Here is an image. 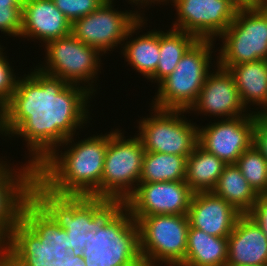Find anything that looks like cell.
<instances>
[{
	"label": "cell",
	"mask_w": 267,
	"mask_h": 266,
	"mask_svg": "<svg viewBox=\"0 0 267 266\" xmlns=\"http://www.w3.org/2000/svg\"><path fill=\"white\" fill-rule=\"evenodd\" d=\"M261 228L267 236V196L258 195L257 201L247 213Z\"/></svg>",
	"instance_id": "d6a6232c"
},
{
	"label": "cell",
	"mask_w": 267,
	"mask_h": 266,
	"mask_svg": "<svg viewBox=\"0 0 267 266\" xmlns=\"http://www.w3.org/2000/svg\"><path fill=\"white\" fill-rule=\"evenodd\" d=\"M225 165L198 144L187 157L185 182L194 193L212 191Z\"/></svg>",
	"instance_id": "cb8c5ba5"
},
{
	"label": "cell",
	"mask_w": 267,
	"mask_h": 266,
	"mask_svg": "<svg viewBox=\"0 0 267 266\" xmlns=\"http://www.w3.org/2000/svg\"><path fill=\"white\" fill-rule=\"evenodd\" d=\"M220 38L223 43L214 65L228 69L232 65L267 60V10L241 5Z\"/></svg>",
	"instance_id": "ba28073f"
},
{
	"label": "cell",
	"mask_w": 267,
	"mask_h": 266,
	"mask_svg": "<svg viewBox=\"0 0 267 266\" xmlns=\"http://www.w3.org/2000/svg\"><path fill=\"white\" fill-rule=\"evenodd\" d=\"M255 7L267 10V0H257L254 4Z\"/></svg>",
	"instance_id": "d590c367"
},
{
	"label": "cell",
	"mask_w": 267,
	"mask_h": 266,
	"mask_svg": "<svg viewBox=\"0 0 267 266\" xmlns=\"http://www.w3.org/2000/svg\"><path fill=\"white\" fill-rule=\"evenodd\" d=\"M31 197L68 234L69 251L82 254L87 232H98L123 206L122 201L75 195H58L36 178L31 183Z\"/></svg>",
	"instance_id": "277c9868"
},
{
	"label": "cell",
	"mask_w": 267,
	"mask_h": 266,
	"mask_svg": "<svg viewBox=\"0 0 267 266\" xmlns=\"http://www.w3.org/2000/svg\"><path fill=\"white\" fill-rule=\"evenodd\" d=\"M216 66L217 69H212L213 72L208 74L197 100L187 111L188 114L195 111L204 116H219L221 120L249 115L242 104L232 74L228 69Z\"/></svg>",
	"instance_id": "2e32d148"
},
{
	"label": "cell",
	"mask_w": 267,
	"mask_h": 266,
	"mask_svg": "<svg viewBox=\"0 0 267 266\" xmlns=\"http://www.w3.org/2000/svg\"><path fill=\"white\" fill-rule=\"evenodd\" d=\"M129 4L131 3L132 5L135 4L138 8L140 6V9H144L146 6H151L152 2L150 0H128ZM144 5V6H143ZM142 6V7H141ZM144 7V8H143Z\"/></svg>",
	"instance_id": "e575fe53"
},
{
	"label": "cell",
	"mask_w": 267,
	"mask_h": 266,
	"mask_svg": "<svg viewBox=\"0 0 267 266\" xmlns=\"http://www.w3.org/2000/svg\"><path fill=\"white\" fill-rule=\"evenodd\" d=\"M171 29L160 31L159 62L155 73L149 78L157 85L174 71L186 51L198 40L191 33Z\"/></svg>",
	"instance_id": "484cf974"
},
{
	"label": "cell",
	"mask_w": 267,
	"mask_h": 266,
	"mask_svg": "<svg viewBox=\"0 0 267 266\" xmlns=\"http://www.w3.org/2000/svg\"><path fill=\"white\" fill-rule=\"evenodd\" d=\"M0 3H23V0H0Z\"/></svg>",
	"instance_id": "74e56055"
},
{
	"label": "cell",
	"mask_w": 267,
	"mask_h": 266,
	"mask_svg": "<svg viewBox=\"0 0 267 266\" xmlns=\"http://www.w3.org/2000/svg\"><path fill=\"white\" fill-rule=\"evenodd\" d=\"M187 157L146 152L139 182L185 181Z\"/></svg>",
	"instance_id": "4316f807"
},
{
	"label": "cell",
	"mask_w": 267,
	"mask_h": 266,
	"mask_svg": "<svg viewBox=\"0 0 267 266\" xmlns=\"http://www.w3.org/2000/svg\"><path fill=\"white\" fill-rule=\"evenodd\" d=\"M193 194L185 181L139 182L124 206L132 218L158 214L187 215Z\"/></svg>",
	"instance_id": "5bb4252c"
},
{
	"label": "cell",
	"mask_w": 267,
	"mask_h": 266,
	"mask_svg": "<svg viewBox=\"0 0 267 266\" xmlns=\"http://www.w3.org/2000/svg\"><path fill=\"white\" fill-rule=\"evenodd\" d=\"M198 128V144L226 164H235L254 142V113ZM202 127V128H201Z\"/></svg>",
	"instance_id": "9a60e30c"
},
{
	"label": "cell",
	"mask_w": 267,
	"mask_h": 266,
	"mask_svg": "<svg viewBox=\"0 0 267 266\" xmlns=\"http://www.w3.org/2000/svg\"><path fill=\"white\" fill-rule=\"evenodd\" d=\"M144 16L128 31L125 37V45L121 44V54L124 55L125 61L146 79L155 73L160 56V30H151L147 33L131 38L146 23ZM133 34V35H132ZM123 45V47H122Z\"/></svg>",
	"instance_id": "44dd1931"
},
{
	"label": "cell",
	"mask_w": 267,
	"mask_h": 266,
	"mask_svg": "<svg viewBox=\"0 0 267 266\" xmlns=\"http://www.w3.org/2000/svg\"><path fill=\"white\" fill-rule=\"evenodd\" d=\"M82 253L85 266H144L139 228L123 206L98 232H87Z\"/></svg>",
	"instance_id": "8992f818"
},
{
	"label": "cell",
	"mask_w": 267,
	"mask_h": 266,
	"mask_svg": "<svg viewBox=\"0 0 267 266\" xmlns=\"http://www.w3.org/2000/svg\"><path fill=\"white\" fill-rule=\"evenodd\" d=\"M3 51V47L0 45V110L11 99L19 78L15 75L16 73Z\"/></svg>",
	"instance_id": "4dcf8cb0"
},
{
	"label": "cell",
	"mask_w": 267,
	"mask_h": 266,
	"mask_svg": "<svg viewBox=\"0 0 267 266\" xmlns=\"http://www.w3.org/2000/svg\"><path fill=\"white\" fill-rule=\"evenodd\" d=\"M133 219L139 228L144 266H180L184 262L190 227L187 215L158 214Z\"/></svg>",
	"instance_id": "52a82bcc"
},
{
	"label": "cell",
	"mask_w": 267,
	"mask_h": 266,
	"mask_svg": "<svg viewBox=\"0 0 267 266\" xmlns=\"http://www.w3.org/2000/svg\"><path fill=\"white\" fill-rule=\"evenodd\" d=\"M235 164L255 193L263 194L267 187V160L257 147L253 144L245 150Z\"/></svg>",
	"instance_id": "83f0119b"
},
{
	"label": "cell",
	"mask_w": 267,
	"mask_h": 266,
	"mask_svg": "<svg viewBox=\"0 0 267 266\" xmlns=\"http://www.w3.org/2000/svg\"><path fill=\"white\" fill-rule=\"evenodd\" d=\"M241 215L212 191L194 193L187 213L191 227L215 237H228Z\"/></svg>",
	"instance_id": "ac0fdd59"
},
{
	"label": "cell",
	"mask_w": 267,
	"mask_h": 266,
	"mask_svg": "<svg viewBox=\"0 0 267 266\" xmlns=\"http://www.w3.org/2000/svg\"><path fill=\"white\" fill-rule=\"evenodd\" d=\"M241 5H254L257 0H236Z\"/></svg>",
	"instance_id": "8d00e7d4"
},
{
	"label": "cell",
	"mask_w": 267,
	"mask_h": 266,
	"mask_svg": "<svg viewBox=\"0 0 267 266\" xmlns=\"http://www.w3.org/2000/svg\"><path fill=\"white\" fill-rule=\"evenodd\" d=\"M23 3H0V31L8 36L20 37Z\"/></svg>",
	"instance_id": "f1b7e54d"
},
{
	"label": "cell",
	"mask_w": 267,
	"mask_h": 266,
	"mask_svg": "<svg viewBox=\"0 0 267 266\" xmlns=\"http://www.w3.org/2000/svg\"><path fill=\"white\" fill-rule=\"evenodd\" d=\"M212 192L242 214H247L252 209L258 197L236 164L225 165Z\"/></svg>",
	"instance_id": "d4e9b609"
},
{
	"label": "cell",
	"mask_w": 267,
	"mask_h": 266,
	"mask_svg": "<svg viewBox=\"0 0 267 266\" xmlns=\"http://www.w3.org/2000/svg\"><path fill=\"white\" fill-rule=\"evenodd\" d=\"M227 256V237L211 236L190 226L186 256L180 266H226Z\"/></svg>",
	"instance_id": "603a6c76"
},
{
	"label": "cell",
	"mask_w": 267,
	"mask_h": 266,
	"mask_svg": "<svg viewBox=\"0 0 267 266\" xmlns=\"http://www.w3.org/2000/svg\"><path fill=\"white\" fill-rule=\"evenodd\" d=\"M256 110L255 111L253 110V113H264V114H267V105L262 110L258 111L257 108H256Z\"/></svg>",
	"instance_id": "f35d334b"
},
{
	"label": "cell",
	"mask_w": 267,
	"mask_h": 266,
	"mask_svg": "<svg viewBox=\"0 0 267 266\" xmlns=\"http://www.w3.org/2000/svg\"><path fill=\"white\" fill-rule=\"evenodd\" d=\"M121 131L117 128L109 132L101 198L125 202L138 186L145 149L138 135L126 139Z\"/></svg>",
	"instance_id": "9c48e42d"
},
{
	"label": "cell",
	"mask_w": 267,
	"mask_h": 266,
	"mask_svg": "<svg viewBox=\"0 0 267 266\" xmlns=\"http://www.w3.org/2000/svg\"><path fill=\"white\" fill-rule=\"evenodd\" d=\"M152 3H153V5L156 3V4H160L161 5V2H163V0H150Z\"/></svg>",
	"instance_id": "ab89813d"
},
{
	"label": "cell",
	"mask_w": 267,
	"mask_h": 266,
	"mask_svg": "<svg viewBox=\"0 0 267 266\" xmlns=\"http://www.w3.org/2000/svg\"><path fill=\"white\" fill-rule=\"evenodd\" d=\"M66 266H85V263L83 262L82 254L69 252L67 254Z\"/></svg>",
	"instance_id": "836d02e7"
},
{
	"label": "cell",
	"mask_w": 267,
	"mask_h": 266,
	"mask_svg": "<svg viewBox=\"0 0 267 266\" xmlns=\"http://www.w3.org/2000/svg\"><path fill=\"white\" fill-rule=\"evenodd\" d=\"M35 67L18 78L11 99L0 110V135L23 138L31 158L26 163L34 168L87 125L88 100L95 96L84 86Z\"/></svg>",
	"instance_id": "6da1fadb"
},
{
	"label": "cell",
	"mask_w": 267,
	"mask_h": 266,
	"mask_svg": "<svg viewBox=\"0 0 267 266\" xmlns=\"http://www.w3.org/2000/svg\"><path fill=\"white\" fill-rule=\"evenodd\" d=\"M114 0H106L92 13L72 23L71 34L102 54L125 43L128 31L143 17L140 11H118Z\"/></svg>",
	"instance_id": "7c38bea8"
},
{
	"label": "cell",
	"mask_w": 267,
	"mask_h": 266,
	"mask_svg": "<svg viewBox=\"0 0 267 266\" xmlns=\"http://www.w3.org/2000/svg\"><path fill=\"white\" fill-rule=\"evenodd\" d=\"M254 142L253 144L267 160V114L254 113Z\"/></svg>",
	"instance_id": "1f68e13d"
},
{
	"label": "cell",
	"mask_w": 267,
	"mask_h": 266,
	"mask_svg": "<svg viewBox=\"0 0 267 266\" xmlns=\"http://www.w3.org/2000/svg\"><path fill=\"white\" fill-rule=\"evenodd\" d=\"M106 0H53L55 6L71 22L95 11Z\"/></svg>",
	"instance_id": "f546056e"
},
{
	"label": "cell",
	"mask_w": 267,
	"mask_h": 266,
	"mask_svg": "<svg viewBox=\"0 0 267 266\" xmlns=\"http://www.w3.org/2000/svg\"><path fill=\"white\" fill-rule=\"evenodd\" d=\"M228 71L235 80L242 104L247 111L249 104L259 106L262 110L267 105V60L232 65Z\"/></svg>",
	"instance_id": "7402d4cb"
},
{
	"label": "cell",
	"mask_w": 267,
	"mask_h": 266,
	"mask_svg": "<svg viewBox=\"0 0 267 266\" xmlns=\"http://www.w3.org/2000/svg\"><path fill=\"white\" fill-rule=\"evenodd\" d=\"M151 109V116L138 121L145 151L188 157L198 145L199 125L185 119V110Z\"/></svg>",
	"instance_id": "8fae6325"
},
{
	"label": "cell",
	"mask_w": 267,
	"mask_h": 266,
	"mask_svg": "<svg viewBox=\"0 0 267 266\" xmlns=\"http://www.w3.org/2000/svg\"><path fill=\"white\" fill-rule=\"evenodd\" d=\"M44 46L46 60L42 63L44 66L38 65L40 71L68 84L84 85L92 94L96 92L92 83H96L98 72L101 73L100 56H103L98 49L84 44L71 33Z\"/></svg>",
	"instance_id": "30bf717a"
},
{
	"label": "cell",
	"mask_w": 267,
	"mask_h": 266,
	"mask_svg": "<svg viewBox=\"0 0 267 266\" xmlns=\"http://www.w3.org/2000/svg\"><path fill=\"white\" fill-rule=\"evenodd\" d=\"M262 195H263V196H267V187H266V189H265V191L263 192Z\"/></svg>",
	"instance_id": "b9f144b4"
},
{
	"label": "cell",
	"mask_w": 267,
	"mask_h": 266,
	"mask_svg": "<svg viewBox=\"0 0 267 266\" xmlns=\"http://www.w3.org/2000/svg\"><path fill=\"white\" fill-rule=\"evenodd\" d=\"M71 22L53 0H23L20 37L37 39L45 45L71 33Z\"/></svg>",
	"instance_id": "d6986e66"
},
{
	"label": "cell",
	"mask_w": 267,
	"mask_h": 266,
	"mask_svg": "<svg viewBox=\"0 0 267 266\" xmlns=\"http://www.w3.org/2000/svg\"><path fill=\"white\" fill-rule=\"evenodd\" d=\"M169 1L177 12L172 28L214 42L233 22L241 6L236 0H163L161 4Z\"/></svg>",
	"instance_id": "4fadbf2b"
},
{
	"label": "cell",
	"mask_w": 267,
	"mask_h": 266,
	"mask_svg": "<svg viewBox=\"0 0 267 266\" xmlns=\"http://www.w3.org/2000/svg\"><path fill=\"white\" fill-rule=\"evenodd\" d=\"M72 142L74 136L59 145H65L63 149L67 146L64 152L60 149L54 150L43 160L35 168V178L49 191L58 195L101 198V178L109 132Z\"/></svg>",
	"instance_id": "7a4b0ae2"
},
{
	"label": "cell",
	"mask_w": 267,
	"mask_h": 266,
	"mask_svg": "<svg viewBox=\"0 0 267 266\" xmlns=\"http://www.w3.org/2000/svg\"><path fill=\"white\" fill-rule=\"evenodd\" d=\"M3 242L0 240V253L2 251Z\"/></svg>",
	"instance_id": "60d3db41"
},
{
	"label": "cell",
	"mask_w": 267,
	"mask_h": 266,
	"mask_svg": "<svg viewBox=\"0 0 267 266\" xmlns=\"http://www.w3.org/2000/svg\"><path fill=\"white\" fill-rule=\"evenodd\" d=\"M69 252L66 230L30 197L3 241L0 266H66Z\"/></svg>",
	"instance_id": "3957f363"
},
{
	"label": "cell",
	"mask_w": 267,
	"mask_h": 266,
	"mask_svg": "<svg viewBox=\"0 0 267 266\" xmlns=\"http://www.w3.org/2000/svg\"><path fill=\"white\" fill-rule=\"evenodd\" d=\"M227 241L226 266H267V236L248 214L237 219Z\"/></svg>",
	"instance_id": "ffe728a7"
},
{
	"label": "cell",
	"mask_w": 267,
	"mask_h": 266,
	"mask_svg": "<svg viewBox=\"0 0 267 266\" xmlns=\"http://www.w3.org/2000/svg\"><path fill=\"white\" fill-rule=\"evenodd\" d=\"M6 162L0 161V240L2 242L11 234L20 220L22 206L31 197V183L35 179V168L29 164L25 163L21 168L16 169Z\"/></svg>",
	"instance_id": "e0dca14e"
},
{
	"label": "cell",
	"mask_w": 267,
	"mask_h": 266,
	"mask_svg": "<svg viewBox=\"0 0 267 266\" xmlns=\"http://www.w3.org/2000/svg\"><path fill=\"white\" fill-rule=\"evenodd\" d=\"M214 44L213 40L198 39L186 51L174 71L158 84L152 107L185 111L191 108L211 72Z\"/></svg>",
	"instance_id": "5b68a950"
}]
</instances>
